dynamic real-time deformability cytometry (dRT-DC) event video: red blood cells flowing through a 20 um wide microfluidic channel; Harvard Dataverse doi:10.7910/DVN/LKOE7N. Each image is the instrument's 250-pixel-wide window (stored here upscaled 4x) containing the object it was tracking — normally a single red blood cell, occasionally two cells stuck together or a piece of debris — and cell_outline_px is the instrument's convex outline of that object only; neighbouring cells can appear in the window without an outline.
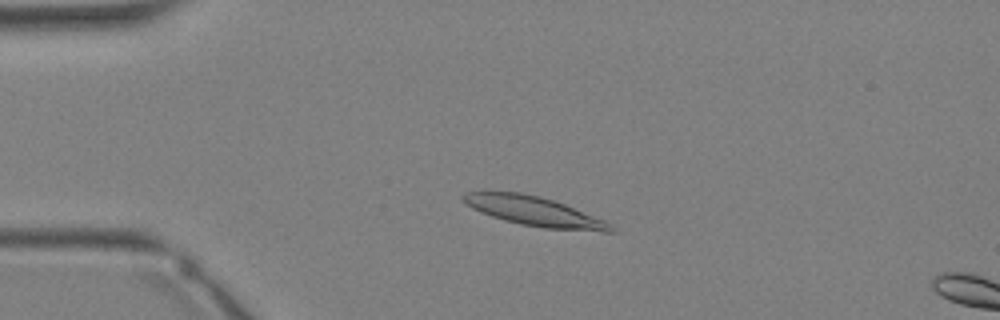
{"species": "Egyptian fruit bat (a non-hibernating species)", "species_latin": "Rousettus aegyptiacus", "temperature_condition": "warm", "stored_images_in_passage": 10, "camera_frame_rate_fps": 3000, "um_per_image_px": 0.085, "animal": {"sex": "female"}, "frame": {"image": 1, "passage_image": 7, "time_ms": 2.0, "image_size_px": [1000, 320], "cell_outline_px": [[616, 232], [604, 232], [544, 228], [520, 224], [504, 220], [480, 212], [464, 204], [460, 200], [460, 196], [464, 192], [520, 192], [540, 196], [564, 204], [604, 220], [612, 224]], "centroid_in_image_um": [45.39, 17.96], "position_along_channel_um": 39.6, "area_um2": 25.32}}